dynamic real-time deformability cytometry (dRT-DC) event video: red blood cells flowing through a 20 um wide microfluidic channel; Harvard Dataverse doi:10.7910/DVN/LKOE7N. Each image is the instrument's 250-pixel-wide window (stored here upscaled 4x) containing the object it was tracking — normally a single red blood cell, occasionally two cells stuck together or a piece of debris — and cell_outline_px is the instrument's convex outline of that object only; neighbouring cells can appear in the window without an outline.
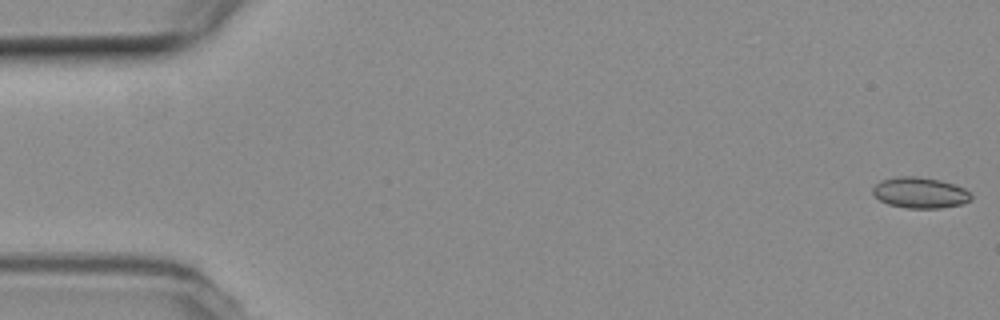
{"species": "common noctule bat (a hibernating species)", "species_latin": "Nyctalus noctula", "temperature_condition": "room temperature", "stored_images_in_passage": 54, "camera_frame_rate_fps": 3000, "um_per_image_px": 0.085, "animal": {"sex": "female", "body_mass_g": 19.3, "forearm_length_mm": 54.1}, "frame": {"image": 1, "passage_image": 1, "time_ms": 0.0, "image_size_px": [1000, 320], "cell_outline_px": [[972, 200], [960, 204], [940, 208], [908, 208], [888, 204], [880, 200], [872, 192], [872, 188], [880, 180], [900, 176], [916, 176], [940, 180], [964, 188], [972, 196]], "centroid_in_image_um": [78.19, 16.38], "position_along_channel_um": 6.8, "area_um2": 17.57}}
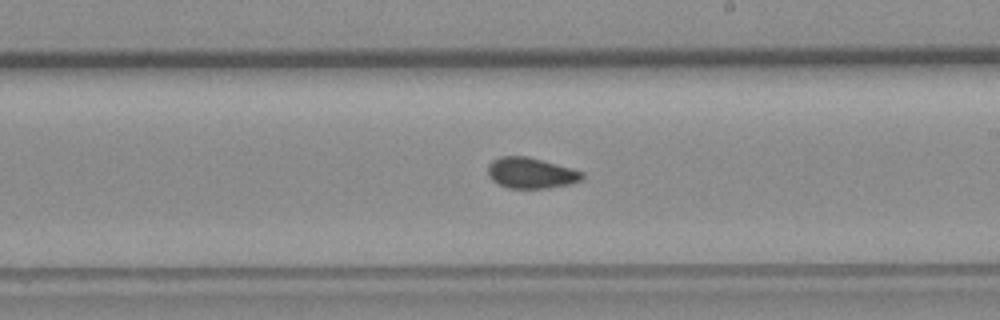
{"frame": {"image": 2, "passage_image": 31, "time_ms": 10.0, "image_size_px": [1000, 320], "cell_outline_px": [[584, 176], [580, 180], [568, 184], [548, 188], [508, 188], [492, 180], [488, 176], [488, 164], [492, 160], [500, 156], [528, 156], [572, 168], [584, 172]], "centroid_in_image_um": [45.11, 14.69], "position_along_channel_um": 243.9, "area_um2": 16.94}}
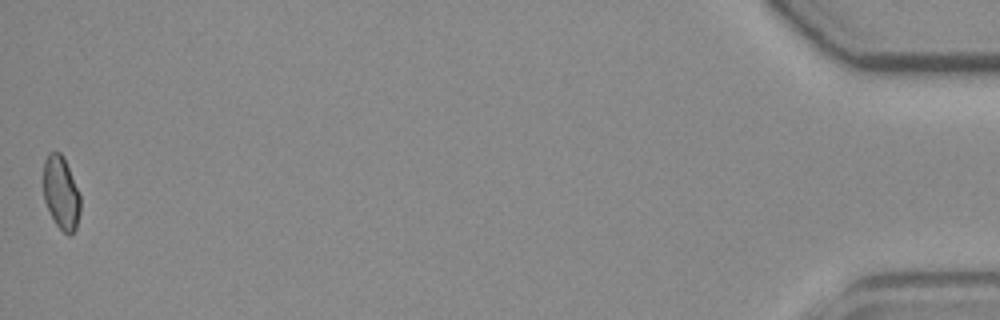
{"frame": {"image": 3, "passage_image": 54, "time_ms": 17.667, "image_size_px": [1000, 320], "cell_outline_px": [[80, 212], [76, 228], [68, 236], [56, 224], [44, 200], [44, 160], [48, 152], [60, 152], [64, 156], [80, 196]], "centroid_in_image_um": [5.19, 16.37], "position_along_channel_um": 430.0, "area_um2": 15.61}, "authors_computed_cell_mechanics": {"area_um2": 16.9932, "velocity_mm_per_s": 3.7966, "shape_relaxation_time_tau1_ms": null, "shape_relaxation_time_tau2_ms": 3.3439, "deformation_change_tau1": null, "deformation_change_tau2": 0.071}}